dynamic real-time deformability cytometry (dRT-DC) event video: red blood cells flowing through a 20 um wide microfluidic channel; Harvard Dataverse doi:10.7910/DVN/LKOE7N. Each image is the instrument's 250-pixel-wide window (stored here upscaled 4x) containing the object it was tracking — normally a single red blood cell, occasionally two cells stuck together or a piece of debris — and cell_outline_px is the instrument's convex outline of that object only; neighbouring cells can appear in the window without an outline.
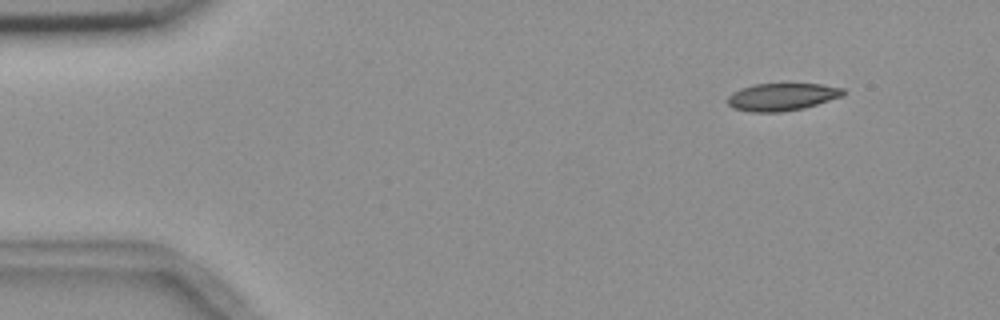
{"species": "common noctule bat (a hibernating species)", "species_latin": "Nyctalus noctula", "temperature_condition": "room temperature", "stored_images_in_passage": 4, "camera_frame_rate_fps": 3000, "um_per_image_px": 0.085, "animal": {"sex": "female", "body_mass_g": 18.4}, "frame": {"image": 1, "passage_image": 1, "time_ms": 0.0, "image_size_px": [1000, 320], "cell_outline_px": [[844, 96], [804, 108], [780, 112], [752, 112], [732, 108], [724, 100], [732, 92], [740, 88], [756, 84], [820, 84], [844, 88]], "centroid_in_image_um": [66.43, 8.24], "position_along_channel_um": 18.6, "area_um2": 18.67}}
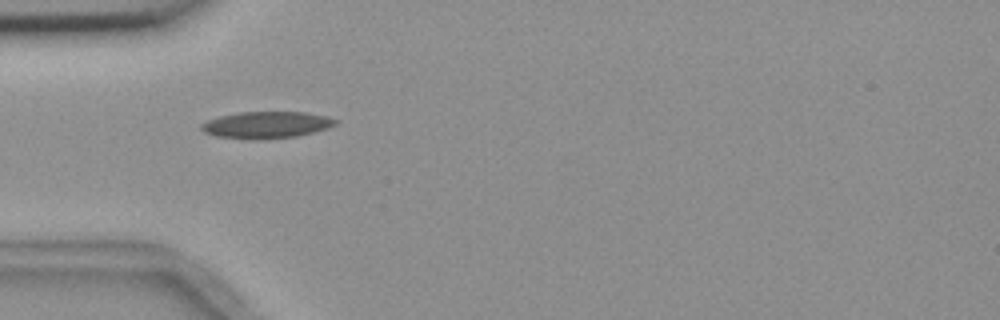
{"frame": {"image": 2, "passage_image": 4, "time_ms": 3.667, "image_size_px": [1000, 320], "cell_outline_px": [[340, 120], [336, 124], [328, 128], [296, 136], [260, 140], [252, 140], [216, 136], [204, 132], [200, 128], [200, 124], [208, 120], [220, 116], [240, 112], [308, 112], [328, 116]], "centroid_in_image_um": [22.67, 10.61], "position_along_channel_um": 62.3, "area_um2": 21.1}}